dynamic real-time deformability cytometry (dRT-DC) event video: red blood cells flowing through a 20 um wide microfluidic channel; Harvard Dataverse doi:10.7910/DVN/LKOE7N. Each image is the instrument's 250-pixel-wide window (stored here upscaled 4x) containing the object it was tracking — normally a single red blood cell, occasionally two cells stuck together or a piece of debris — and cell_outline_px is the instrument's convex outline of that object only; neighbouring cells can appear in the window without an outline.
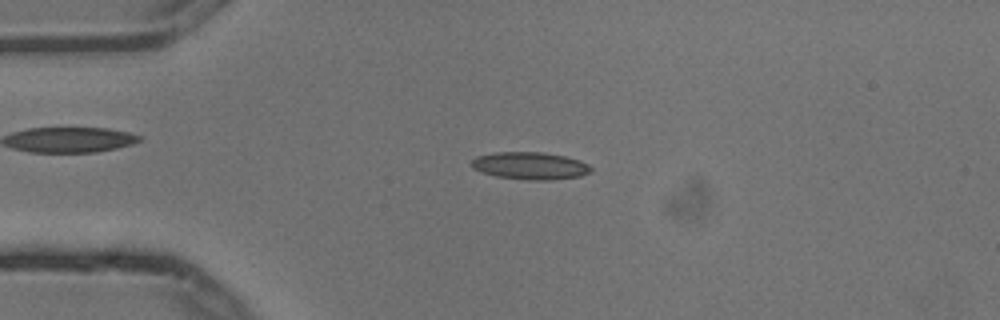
{"species": "common noctule bat (a hibernating species)", "species_latin": "Nyctalus noctula", "temperature_condition": "cold", "stored_images_in_passage": 6, "camera_frame_rate_fps": 3000, "um_per_image_px": 0.085, "animal": {"sex": "male", "body_mass_g": 13.3}, "frame": {"image": 1, "passage_image": 5, "time_ms": 1.333, "image_size_px": [1000, 320], "cell_outline_px": [[592, 168], [588, 172], [580, 176], [552, 180], [528, 180], [496, 176], [472, 168], [472, 160], [476, 156], [496, 152], [544, 152], [564, 156], [580, 160], [588, 164]], "centroid_in_image_um": [45.06, 14.08], "position_along_channel_um": 39.9, "area_um2": 18.96}}